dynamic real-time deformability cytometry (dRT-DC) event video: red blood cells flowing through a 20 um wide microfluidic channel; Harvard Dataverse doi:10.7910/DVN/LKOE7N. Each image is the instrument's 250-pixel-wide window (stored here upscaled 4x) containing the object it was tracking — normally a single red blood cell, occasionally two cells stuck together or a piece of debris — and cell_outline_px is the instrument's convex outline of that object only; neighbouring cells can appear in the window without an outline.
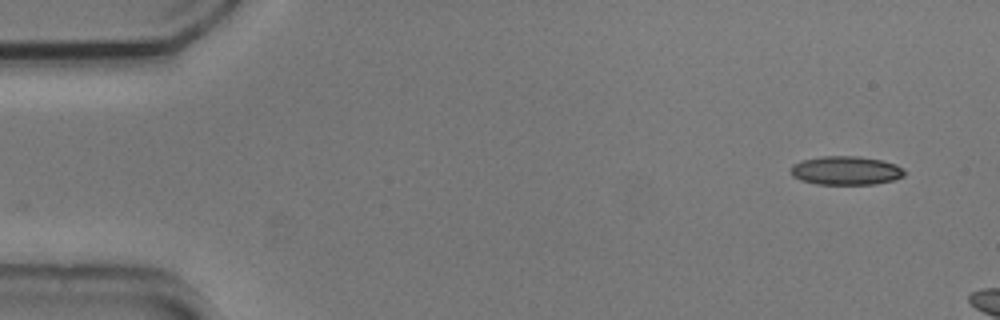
{"species": "common noctule bat (a hibernating species)", "species_latin": "Nyctalus noctula", "temperature_condition": "cold", "stored_images_in_passage": 6, "camera_frame_rate_fps": 3000, "um_per_image_px": 0.085, "animal": {"sex": "male", "body_mass_g": 20.5, "forearm_length_mm": 52.5}, "frame": {"image": 1, "passage_image": 1, "time_ms": 0.0, "image_size_px": [1000, 320], "cell_outline_px": [[908, 172], [904, 176], [892, 180], [876, 184], [816, 184], [800, 180], [792, 176], [792, 164], [800, 160], [820, 156], [860, 156], [880, 160], [896, 164], [904, 168]], "centroid_in_image_um": [71.92, 14.49], "position_along_channel_um": 13.1, "area_um2": 19.25}}